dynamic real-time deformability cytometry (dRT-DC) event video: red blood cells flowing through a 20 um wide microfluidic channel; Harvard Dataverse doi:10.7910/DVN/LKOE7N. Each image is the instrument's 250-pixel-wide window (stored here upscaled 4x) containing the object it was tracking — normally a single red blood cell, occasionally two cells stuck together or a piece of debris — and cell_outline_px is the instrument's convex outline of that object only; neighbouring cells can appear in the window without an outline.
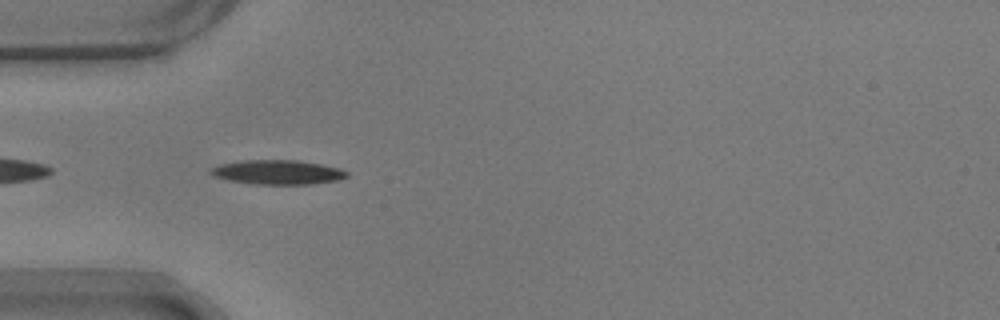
{"species": "common noctule bat (a hibernating species)", "species_latin": "Nyctalus noctula", "temperature_condition": "warm", "stored_images_in_passage": 37, "camera_frame_rate_fps": 3000, "um_per_image_px": 0.085, "animal": {"sex": "male", "body_mass_g": 17.9}, "frame": {"image": 1, "passage_image": 2, "time_ms": 0.333, "image_size_px": [1000, 320], "cell_outline_px": [[348, 176], [340, 180], [312, 184], [252, 184], [228, 180], [216, 176], [208, 172], [212, 168], [220, 164], [240, 160], [296, 160], [320, 164], [340, 168], [348, 172]], "centroid_in_image_um": [23.62, 14.64], "position_along_channel_um": 61.4, "area_um2": 19.36}}
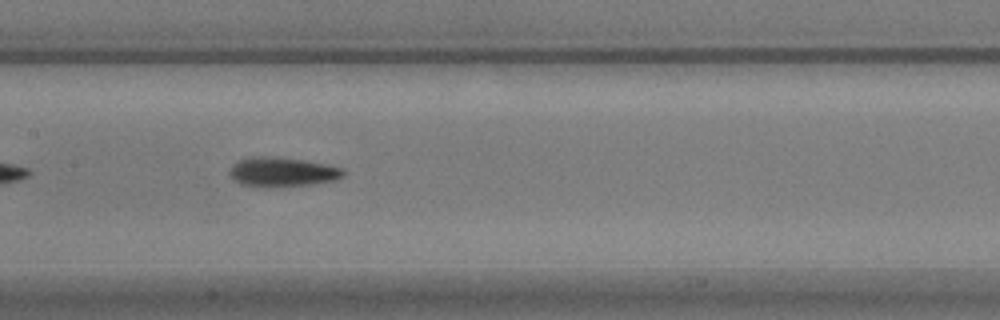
{"frame": {"image": 2, "passage_image": 12, "time_ms": 3.667, "image_size_px": [1000, 320], "cell_outline_px": [[348, 172], [344, 176], [336, 180], [312, 184], [280, 188], [260, 188], [240, 184], [228, 172], [232, 164], [248, 156], [276, 156], [304, 160], [344, 168]], "centroid_in_image_um": [24.01, 14.63], "position_along_channel_um": 183.4, "area_um2": 20.17}}
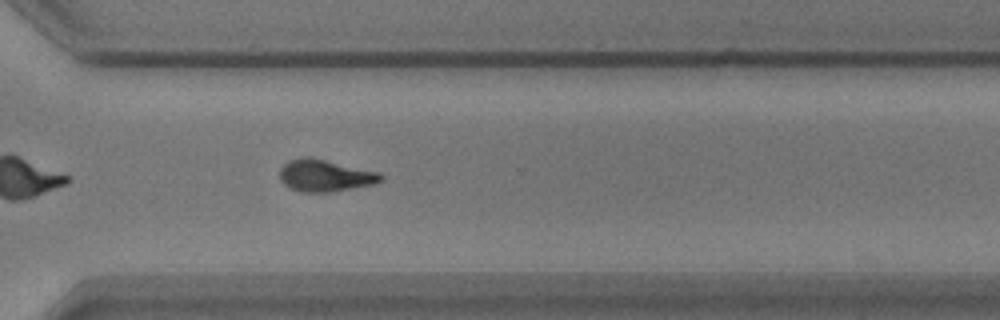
{"frame": {"image": 3, "passage_image": 25, "time_ms": 8.0, "image_size_px": [1000, 320], "cell_outline_px": [[384, 180], [376, 184], [332, 192], [304, 192], [292, 188], [284, 184], [280, 180], [280, 168], [288, 160], [300, 156], [308, 156], [380, 172], [384, 176]], "centroid_in_image_um": [27.66, 14.91], "position_along_channel_um": 342.9, "area_um2": 19.07}, "authors_computed_cell_mechanics": {"area_um2": 18.6116, "velocity_mm_per_s": 3.6923, "shape_relaxation_time_tau1_ms": 3.2864, "shape_relaxation_time_tau2_ms": 0.692, "deformation_change_tau1": 0.1631, "deformation_change_tau2": 0.0724}}